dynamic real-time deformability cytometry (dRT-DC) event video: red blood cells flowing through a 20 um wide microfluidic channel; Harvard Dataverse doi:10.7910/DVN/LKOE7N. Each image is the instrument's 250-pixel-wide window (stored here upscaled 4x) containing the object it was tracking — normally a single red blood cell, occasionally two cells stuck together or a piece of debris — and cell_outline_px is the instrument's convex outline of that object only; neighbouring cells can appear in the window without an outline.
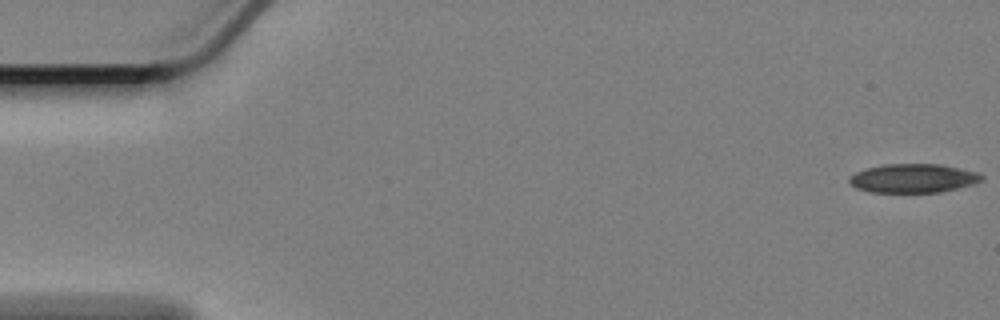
{"species": "Egyptian fruit bat (a non-hibernating species)", "species_latin": "Rousettus aegyptiacus", "temperature_condition": "cold", "stored_images_in_passage": 8, "camera_frame_rate_fps": 3000, "um_per_image_px": 0.085, "animal": {"sex": "female"}, "frame": {"image": 1, "passage_image": 1, "time_ms": 0.0, "image_size_px": [1000, 320], "cell_outline_px": [[984, 180], [972, 184], [940, 192], [868, 192], [856, 188], [848, 180], [848, 176], [864, 168], [884, 164], [940, 164], [960, 168], [976, 172], [984, 176]], "centroid_in_image_um": [77.59, 15.15], "position_along_channel_um": 7.4, "area_um2": 22.31}}